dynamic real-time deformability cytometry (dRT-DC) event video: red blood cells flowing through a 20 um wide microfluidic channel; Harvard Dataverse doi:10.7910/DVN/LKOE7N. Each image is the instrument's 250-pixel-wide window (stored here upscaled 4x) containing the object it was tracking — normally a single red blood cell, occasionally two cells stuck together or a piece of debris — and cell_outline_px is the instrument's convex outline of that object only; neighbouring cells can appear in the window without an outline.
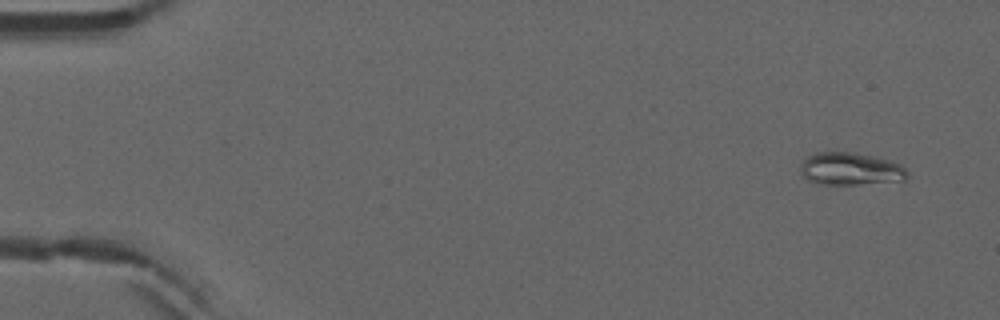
{"species": "common noctule bat (a hibernating species)", "species_latin": "Nyctalus noctula", "temperature_condition": "warm", "stored_images_in_passage": 52, "camera_frame_rate_fps": 3000, "um_per_image_px": 0.085, "animal": {"sex": "male", "forearm_length_mm": 52.5}, "frame": {"image": 1, "passage_image": 3, "time_ms": 0.667, "image_size_px": [1000, 320], "cell_outline_px": [[908, 176], [904, 180], [856, 184], [820, 184], [808, 180], [800, 176], [800, 164], [808, 156], [816, 152], [848, 152], [872, 156], [888, 160], [900, 164], [908, 172]], "centroid_in_image_um": [72.24, 14.36], "position_along_channel_um": 12.8, "area_um2": 20.17}}
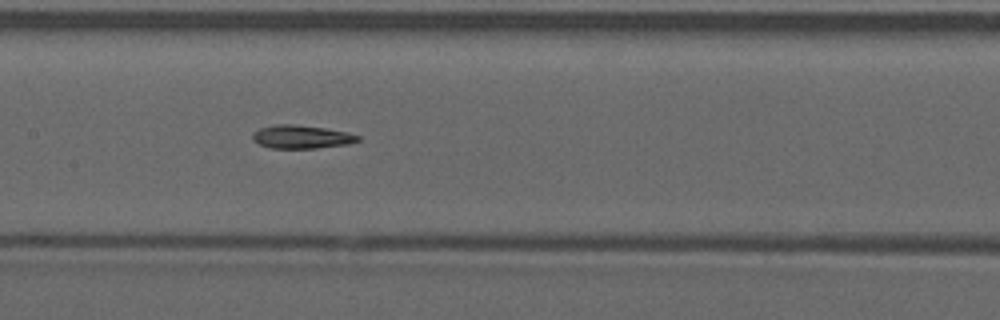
{"frame": {"image": 2, "passage_image": 26, "time_ms": 8.333, "image_size_px": [1000, 320], "cell_outline_px": [[360, 140], [348, 144], [316, 148], [268, 148], [252, 140], [252, 132], [260, 128], [276, 124], [292, 124], [324, 128], [348, 132], [360, 136]], "centroid_in_image_um": [25.6, 11.63], "position_along_channel_um": 181.8, "area_um2": 14.33}}
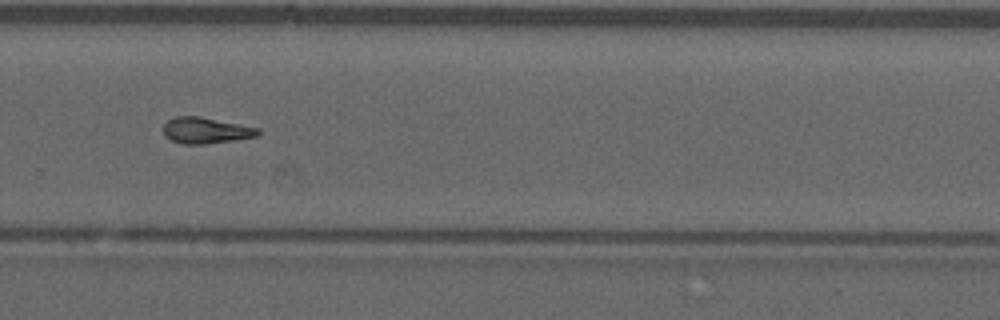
{"frame": {"image": 3, "passage_image": 36, "time_ms": 11.667, "image_size_px": [1000, 320], "cell_outline_px": [[260, 136], [204, 144], [184, 144], [172, 140], [164, 136], [164, 124], [168, 120], [176, 116], [200, 116], [260, 128]], "centroid_in_image_um": [17.51, 11.08], "position_along_channel_um": 312.3, "area_um2": 14.39}}